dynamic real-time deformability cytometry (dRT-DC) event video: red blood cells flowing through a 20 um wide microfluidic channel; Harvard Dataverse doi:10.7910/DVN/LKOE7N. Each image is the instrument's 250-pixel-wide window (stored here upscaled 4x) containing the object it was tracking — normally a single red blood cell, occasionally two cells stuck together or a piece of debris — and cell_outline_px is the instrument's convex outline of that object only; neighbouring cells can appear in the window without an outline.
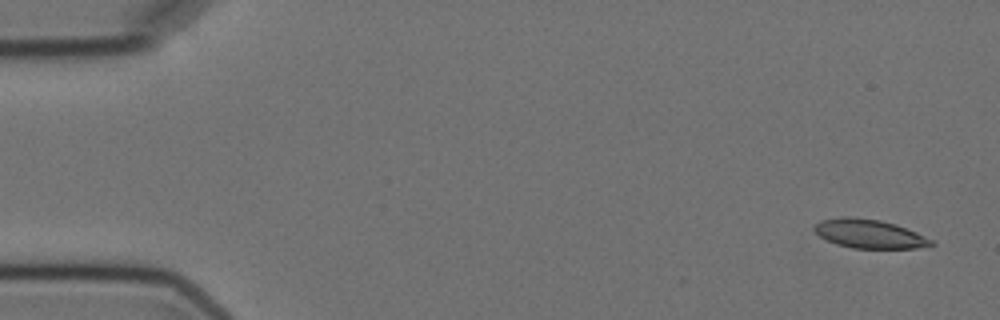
{"species": "Egyptian fruit bat (a non-hibernating species)", "species_latin": "Rousettus aegyptiacus", "temperature_condition": "cold", "stored_images_in_passage": 5, "camera_frame_rate_fps": 3000, "um_per_image_px": 0.085, "animal": {"sex": "female"}, "frame": {"image": 1, "passage_image": 1, "time_ms": 0.0, "image_size_px": [1000, 320], "cell_outline_px": [[936, 244], [916, 248], [852, 248], [836, 244], [820, 236], [812, 228], [820, 220], [840, 216], [848, 216], [880, 220], [896, 224], [916, 232], [932, 240]], "centroid_in_image_um": [73.87, 19.86], "position_along_channel_um": 11.1, "area_um2": 19.59}}
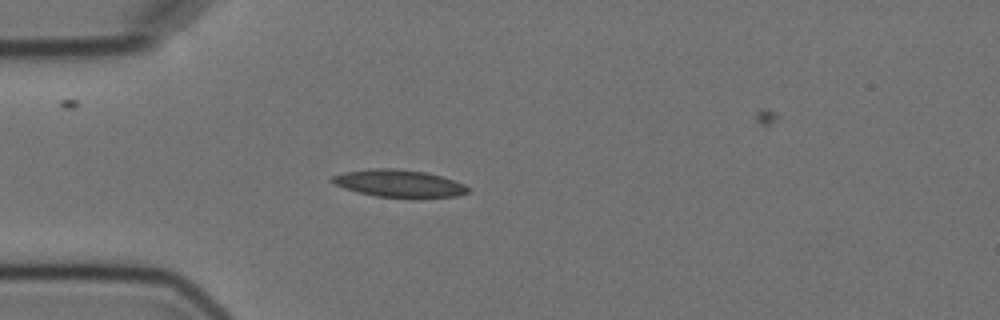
{"frame": {"image": 2, "passage_image": 4, "time_ms": 4.333, "image_size_px": [1000, 320], "cell_outline_px": [[468, 192], [456, 196], [416, 200], [376, 196], [356, 192], [344, 188], [328, 180], [332, 176], [344, 172], [372, 168], [396, 168], [424, 172], [440, 176], [464, 184], [468, 188]], "centroid_in_image_um": [33.91, 15.62], "position_along_channel_um": 51.1, "area_um2": 22.2}}